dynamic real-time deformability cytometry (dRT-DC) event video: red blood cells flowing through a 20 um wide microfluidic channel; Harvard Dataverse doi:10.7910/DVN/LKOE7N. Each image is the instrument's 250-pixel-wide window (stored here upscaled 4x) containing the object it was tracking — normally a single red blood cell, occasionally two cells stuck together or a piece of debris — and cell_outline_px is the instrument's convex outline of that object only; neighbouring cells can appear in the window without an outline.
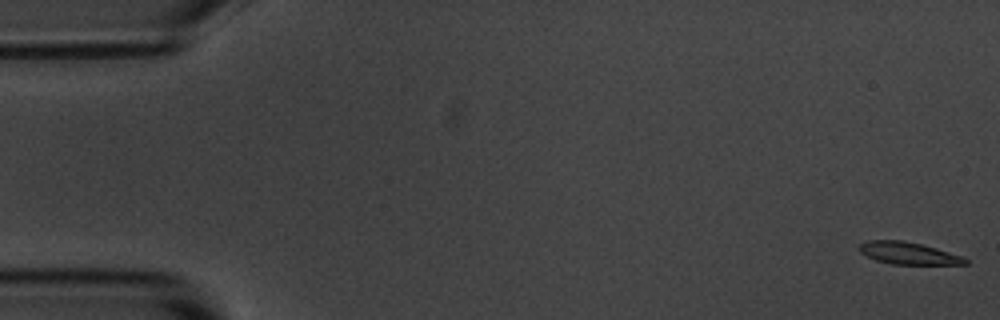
{"species": "common noctule bat (a hibernating species)", "species_latin": "Nyctalus noctula", "temperature_condition": "room temperature", "stored_images_in_passage": 5, "camera_frame_rate_fps": 3000, "um_per_image_px": 0.085, "animal": {"sex": "male", "body_mass_g": 20.1, "forearm_length_mm": 53.5}, "frame": {"image": 1, "passage_image": 1, "time_ms": 0.0, "image_size_px": [1000, 320], "cell_outline_px": [[968, 264], [892, 264], [876, 260], [860, 252], [860, 244], [868, 240], [904, 240], [936, 248], [960, 256], [968, 260]], "centroid_in_image_um": [77.19, 21.52], "position_along_channel_um": 7.8, "area_um2": 13.41}}
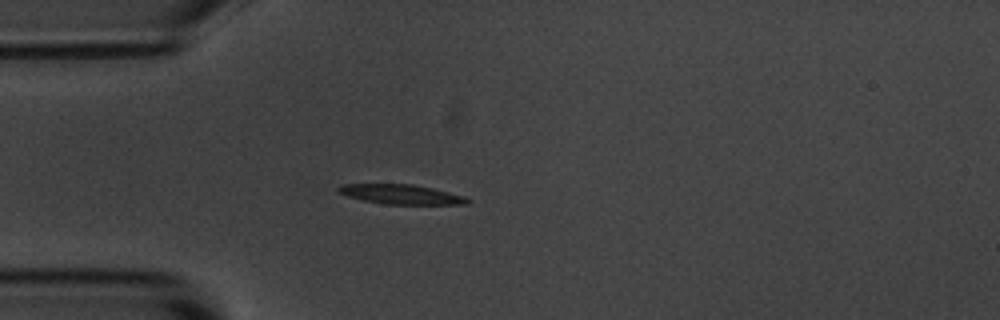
{"frame": {"image": 2, "passage_image": 5, "time_ms": 4.667, "image_size_px": [1000, 320], "cell_outline_px": [[472, 200], [468, 204], [384, 204], [364, 200], [348, 196], [340, 192], [336, 188], [344, 184], [412, 184], [432, 188], [464, 196]], "centroid_in_image_um": [34.13, 16.52], "position_along_channel_um": 50.9, "area_um2": 14.57}}